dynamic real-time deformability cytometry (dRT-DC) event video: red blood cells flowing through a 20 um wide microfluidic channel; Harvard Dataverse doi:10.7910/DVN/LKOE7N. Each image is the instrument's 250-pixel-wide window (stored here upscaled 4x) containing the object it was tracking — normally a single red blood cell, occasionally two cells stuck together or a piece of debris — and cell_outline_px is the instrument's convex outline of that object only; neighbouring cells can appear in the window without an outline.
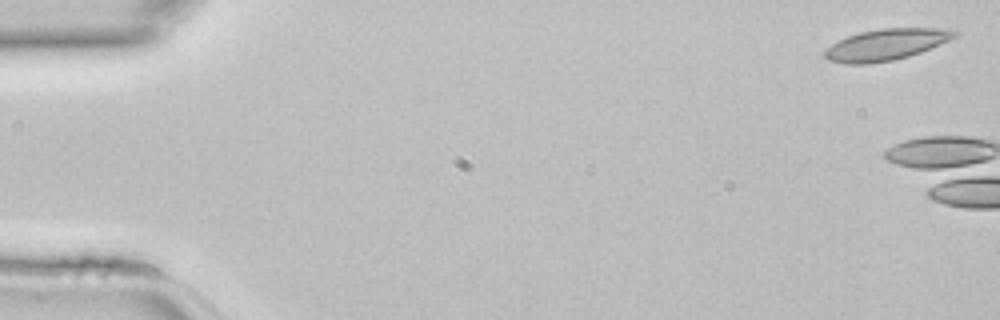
{"species": "common noctule bat (a hibernating species)", "species_latin": "Nyctalus noctula", "temperature_condition": "room temperature", "stored_images_in_passage": 4, "camera_frame_rate_fps": 3000, "um_per_image_px": 0.085, "animal": {"sex": "female", "body_mass_g": 22.7, "forearm_length_mm": 54.2}, "frame": {"image": 1, "passage_image": 1, "time_ms": 0.0, "image_size_px": [1000, 320], "cell_outline_px": [[960, 36], [920, 52], [908, 56], [892, 60], [868, 64], [844, 64], [828, 60], [824, 56], [824, 52], [832, 44], [848, 36], [860, 32], [880, 28], [944, 28], [960, 32]], "centroid_in_image_um": [75.35, 3.78], "position_along_channel_um": 9.6, "area_um2": 23.7}}